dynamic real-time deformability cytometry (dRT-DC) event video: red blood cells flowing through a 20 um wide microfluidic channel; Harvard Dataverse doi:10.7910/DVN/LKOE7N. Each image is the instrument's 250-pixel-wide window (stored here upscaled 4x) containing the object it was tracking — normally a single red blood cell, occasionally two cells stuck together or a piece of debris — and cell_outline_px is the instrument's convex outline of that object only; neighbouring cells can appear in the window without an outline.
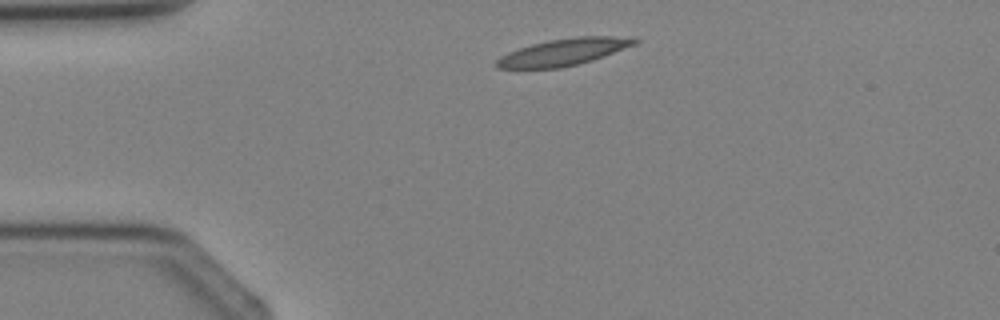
{"species": "Egyptian fruit bat (a non-hibernating species)", "species_latin": "Rousettus aegyptiacus", "temperature_condition": "cold", "stored_images_in_passage": 2, "camera_frame_rate_fps": 3000, "um_per_image_px": 0.085, "animal": {"sex": "female"}, "frame": {"image": 1, "passage_image": 1, "time_ms": 0.0, "image_size_px": [1000, 320], "cell_outline_px": [[640, 40], [636, 44], [604, 56], [592, 60], [560, 68], [496, 68], [496, 60], [500, 56], [508, 52], [532, 44], [548, 40], [576, 36], [612, 36]], "centroid_in_image_um": [47.87, 4.42], "position_along_channel_um": 37.1, "area_um2": 21.33}}